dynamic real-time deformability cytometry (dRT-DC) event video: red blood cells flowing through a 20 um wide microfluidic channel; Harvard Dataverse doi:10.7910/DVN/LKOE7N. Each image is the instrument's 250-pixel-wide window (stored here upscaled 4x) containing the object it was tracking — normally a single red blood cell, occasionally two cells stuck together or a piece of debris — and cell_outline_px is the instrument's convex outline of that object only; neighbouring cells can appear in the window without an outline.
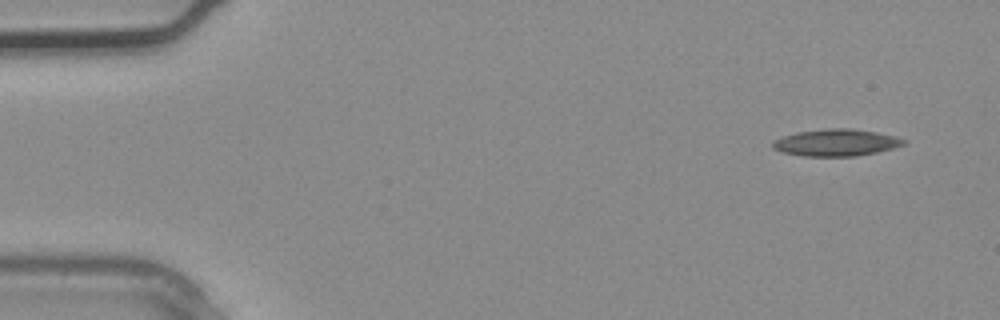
{"species": "common noctule bat (a hibernating species)", "species_latin": "Nyctalus noctula", "temperature_condition": "warm", "stored_images_in_passage": 3, "camera_frame_rate_fps": 3000, "um_per_image_px": 0.085, "animal": {"sex": "male", "body_mass_g": 20.4}, "frame": {"image": 1, "passage_image": 1, "time_ms": 0.0, "image_size_px": [1000, 320], "cell_outline_px": [[908, 140], [904, 144], [892, 148], [876, 152], [856, 156], [804, 156], [784, 152], [772, 148], [772, 140], [796, 132], [828, 128], [848, 128], [876, 132], [896, 136]], "centroid_in_image_um": [71.07, 12.11], "position_along_channel_um": 13.9, "area_um2": 20.46}}
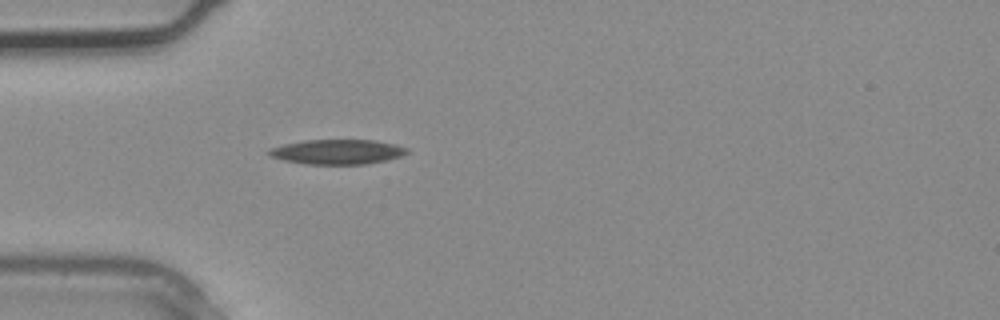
{"frame": {"image": 2, "passage_image": 3, "time_ms": 0.667, "image_size_px": [1000, 320], "cell_outline_px": [[408, 152], [404, 156], [388, 160], [364, 164], [308, 164], [284, 160], [272, 156], [268, 152], [272, 148], [284, 144], [304, 140], [376, 140], [396, 144], [408, 148]], "centroid_in_image_um": [28.77, 12.9], "position_along_channel_um": 56.2, "area_um2": 19.88}}